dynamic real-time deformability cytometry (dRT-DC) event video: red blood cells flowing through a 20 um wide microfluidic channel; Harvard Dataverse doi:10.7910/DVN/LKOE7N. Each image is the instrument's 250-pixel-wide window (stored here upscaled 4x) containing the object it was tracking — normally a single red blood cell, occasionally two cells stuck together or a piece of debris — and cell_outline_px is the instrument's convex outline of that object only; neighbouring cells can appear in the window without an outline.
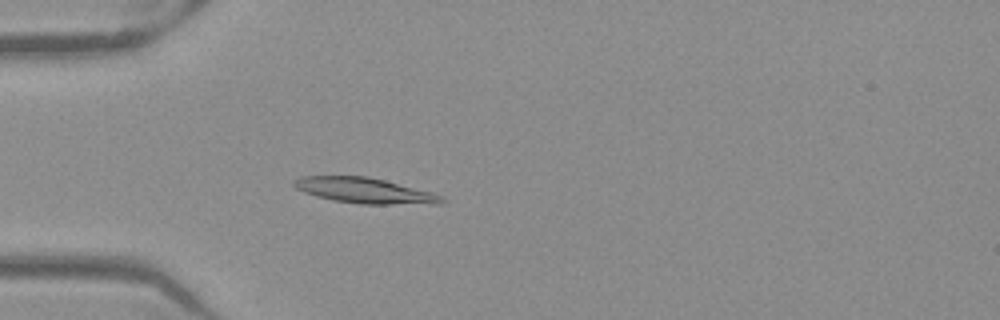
{"species": "Egyptian fruit bat (a non-hibernating species)", "species_latin": "Rousettus aegyptiacus", "temperature_condition": "warm", "stored_images_in_passage": 50, "camera_frame_rate_fps": 3000, "um_per_image_px": 0.085, "frame": {"image": 1, "passage_image": 14, "time_ms": 4.333, "image_size_px": [1000, 320], "cell_outline_px": [[448, 200], [444, 204], [360, 204], [332, 200], [316, 196], [304, 192], [296, 188], [292, 184], [292, 180], [300, 176], [368, 176], [432, 192], [444, 196]], "centroid_in_image_um": [31.04, 16.2], "position_along_channel_um": 54.0, "area_um2": 22.2}}
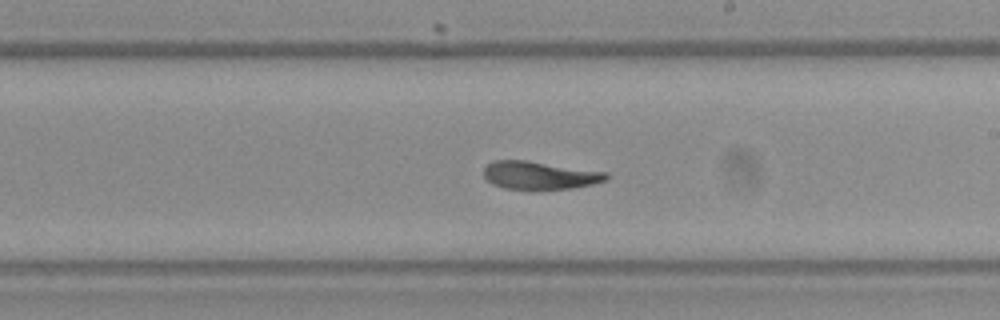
{"frame": {"image": 2, "passage_image": 29, "time_ms": 9.333, "image_size_px": [1000, 320], "cell_outline_px": [[608, 180], [592, 184], [572, 188], [536, 192], [504, 188], [492, 184], [484, 176], [484, 168], [492, 160], [524, 160], [608, 172]], "centroid_in_image_um": [45.86, 14.94], "position_along_channel_um": 243.1, "area_um2": 20.58}}
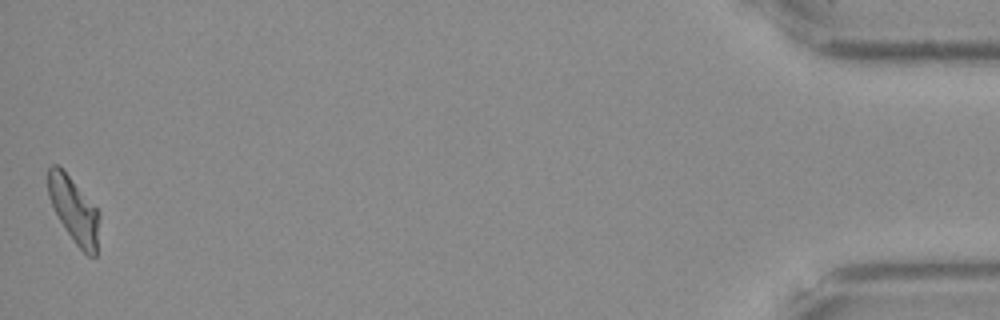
{"frame": {"image": 3, "passage_image": 50, "time_ms": 16.333, "image_size_px": [1000, 320], "cell_outline_px": [[100, 216], [96, 256], [88, 256], [76, 244], [60, 220], [48, 196], [48, 168], [52, 164], [56, 164], [68, 176], [100, 212]], "centroid_in_image_um": [6.3, 17.87], "position_along_channel_um": 428.9, "area_um2": 19.02}, "authors_computed_cell_mechanics": {"area_um2": 20.7213, "velocity_mm_per_s": 3.9612, "shape_relaxation_time_tau1_ms": 10.5243, "shape_relaxation_time_tau2_ms": 3.0466, "deformation_change_tau1": 0.2327, "deformation_change_tau2": 0.0838}}